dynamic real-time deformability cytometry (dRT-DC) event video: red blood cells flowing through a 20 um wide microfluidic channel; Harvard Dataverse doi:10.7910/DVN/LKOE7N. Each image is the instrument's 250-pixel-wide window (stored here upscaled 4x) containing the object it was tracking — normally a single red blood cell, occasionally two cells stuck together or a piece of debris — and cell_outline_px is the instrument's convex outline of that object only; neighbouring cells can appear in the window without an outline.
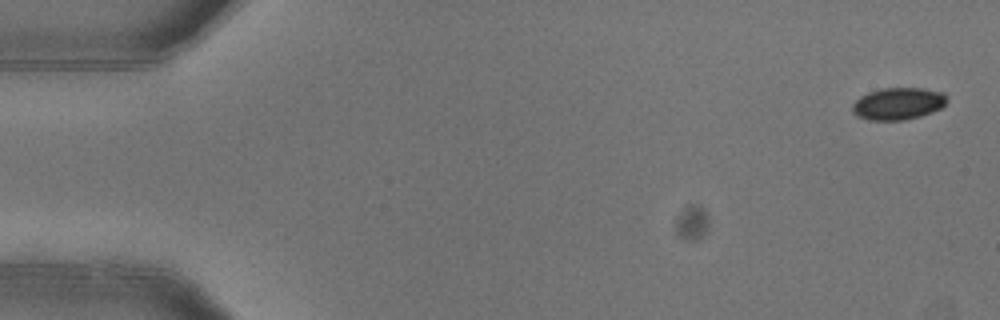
{"species": "common noctule bat (a hibernating species)", "species_latin": "Nyctalus noctula", "temperature_condition": "warm", "stored_images_in_passage": 5, "camera_frame_rate_fps": 3000, "um_per_image_px": 0.085, "animal": {"sex": "female"}, "frame": {"image": 1, "passage_image": 1, "time_ms": 0.0, "image_size_px": [1000, 320], "cell_outline_px": [[948, 100], [940, 108], [932, 112], [920, 116], [904, 120], [872, 120], [856, 116], [852, 112], [852, 104], [860, 96], [868, 92], [884, 88], [924, 88], [944, 92]], "centroid_in_image_um": [76.34, 8.8], "position_along_channel_um": 8.7, "area_um2": 17.74}}
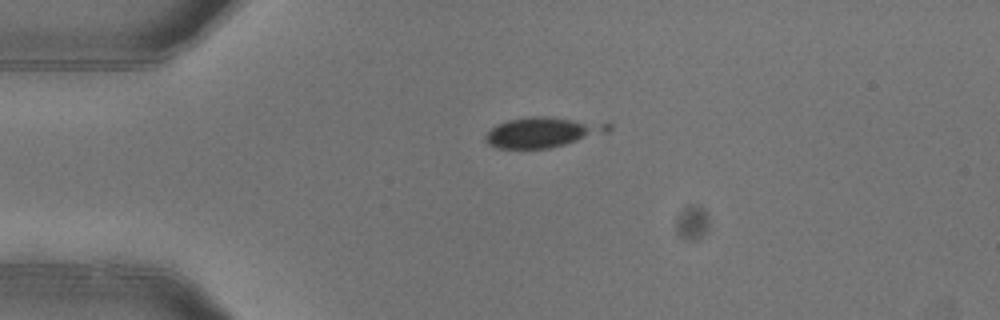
{"frame": {"image": 2, "passage_image": 4, "time_ms": 1.0, "image_size_px": [1000, 320], "cell_outline_px": [[612, 128], [608, 132], [564, 144], [548, 148], [500, 148], [488, 144], [484, 140], [484, 136], [492, 128], [508, 120], [532, 116], [548, 116], [612, 124]], "centroid_in_image_um": [46.12, 11.23], "position_along_channel_um": 38.9, "area_um2": 21.27}}